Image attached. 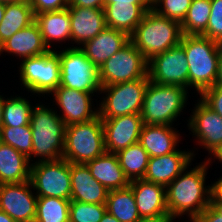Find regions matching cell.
Listing matches in <instances>:
<instances>
[{
  "label": "cell",
  "instance_id": "ee69618b",
  "mask_svg": "<svg viewBox=\"0 0 222 222\" xmlns=\"http://www.w3.org/2000/svg\"><path fill=\"white\" fill-rule=\"evenodd\" d=\"M170 216H160V217H150V218H141L138 222H174Z\"/></svg>",
  "mask_w": 222,
  "mask_h": 222
},
{
  "label": "cell",
  "instance_id": "7402d4cb",
  "mask_svg": "<svg viewBox=\"0 0 222 222\" xmlns=\"http://www.w3.org/2000/svg\"><path fill=\"white\" fill-rule=\"evenodd\" d=\"M70 200L88 204H106L108 190L93 178L85 164L70 163Z\"/></svg>",
  "mask_w": 222,
  "mask_h": 222
},
{
  "label": "cell",
  "instance_id": "7bdbcfd3",
  "mask_svg": "<svg viewBox=\"0 0 222 222\" xmlns=\"http://www.w3.org/2000/svg\"><path fill=\"white\" fill-rule=\"evenodd\" d=\"M210 157H207L205 160L208 162L210 166L214 162L221 163L222 164V143L217 147V149L209 155ZM213 160V161H212Z\"/></svg>",
  "mask_w": 222,
  "mask_h": 222
},
{
  "label": "cell",
  "instance_id": "30bf717a",
  "mask_svg": "<svg viewBox=\"0 0 222 222\" xmlns=\"http://www.w3.org/2000/svg\"><path fill=\"white\" fill-rule=\"evenodd\" d=\"M98 71L101 87L149 79L148 61L131 42L105 61Z\"/></svg>",
  "mask_w": 222,
  "mask_h": 222
},
{
  "label": "cell",
  "instance_id": "e0dca14e",
  "mask_svg": "<svg viewBox=\"0 0 222 222\" xmlns=\"http://www.w3.org/2000/svg\"><path fill=\"white\" fill-rule=\"evenodd\" d=\"M187 148L177 149L163 156L149 157L144 180L167 187L177 176H179L196 158V150Z\"/></svg>",
  "mask_w": 222,
  "mask_h": 222
},
{
  "label": "cell",
  "instance_id": "2e32d148",
  "mask_svg": "<svg viewBox=\"0 0 222 222\" xmlns=\"http://www.w3.org/2000/svg\"><path fill=\"white\" fill-rule=\"evenodd\" d=\"M102 124L106 152L114 154L138 143L144 125L141 114L102 119Z\"/></svg>",
  "mask_w": 222,
  "mask_h": 222
},
{
  "label": "cell",
  "instance_id": "ac0fdd59",
  "mask_svg": "<svg viewBox=\"0 0 222 222\" xmlns=\"http://www.w3.org/2000/svg\"><path fill=\"white\" fill-rule=\"evenodd\" d=\"M67 8L71 22V47L82 46L107 27L104 9L79 6H68Z\"/></svg>",
  "mask_w": 222,
  "mask_h": 222
},
{
  "label": "cell",
  "instance_id": "d6986e66",
  "mask_svg": "<svg viewBox=\"0 0 222 222\" xmlns=\"http://www.w3.org/2000/svg\"><path fill=\"white\" fill-rule=\"evenodd\" d=\"M135 203L141 218L169 216L166 187L144 179L130 181Z\"/></svg>",
  "mask_w": 222,
  "mask_h": 222
},
{
  "label": "cell",
  "instance_id": "c3c4849f",
  "mask_svg": "<svg viewBox=\"0 0 222 222\" xmlns=\"http://www.w3.org/2000/svg\"><path fill=\"white\" fill-rule=\"evenodd\" d=\"M0 222H17L14 219H12L7 213L0 210Z\"/></svg>",
  "mask_w": 222,
  "mask_h": 222
},
{
  "label": "cell",
  "instance_id": "8d00e7d4",
  "mask_svg": "<svg viewBox=\"0 0 222 222\" xmlns=\"http://www.w3.org/2000/svg\"><path fill=\"white\" fill-rule=\"evenodd\" d=\"M202 35L214 41L222 37V0H211L209 21Z\"/></svg>",
  "mask_w": 222,
  "mask_h": 222
},
{
  "label": "cell",
  "instance_id": "f1b7e54d",
  "mask_svg": "<svg viewBox=\"0 0 222 222\" xmlns=\"http://www.w3.org/2000/svg\"><path fill=\"white\" fill-rule=\"evenodd\" d=\"M105 205L106 211L120 222H138L141 219L130 186L110 190Z\"/></svg>",
  "mask_w": 222,
  "mask_h": 222
},
{
  "label": "cell",
  "instance_id": "52a82bcc",
  "mask_svg": "<svg viewBox=\"0 0 222 222\" xmlns=\"http://www.w3.org/2000/svg\"><path fill=\"white\" fill-rule=\"evenodd\" d=\"M106 152L102 119L96 118L66 126L63 158L85 164Z\"/></svg>",
  "mask_w": 222,
  "mask_h": 222
},
{
  "label": "cell",
  "instance_id": "b9f144b4",
  "mask_svg": "<svg viewBox=\"0 0 222 222\" xmlns=\"http://www.w3.org/2000/svg\"><path fill=\"white\" fill-rule=\"evenodd\" d=\"M69 6L104 9V0H69Z\"/></svg>",
  "mask_w": 222,
  "mask_h": 222
},
{
  "label": "cell",
  "instance_id": "f907efd6",
  "mask_svg": "<svg viewBox=\"0 0 222 222\" xmlns=\"http://www.w3.org/2000/svg\"><path fill=\"white\" fill-rule=\"evenodd\" d=\"M6 3L0 2V22L4 18Z\"/></svg>",
  "mask_w": 222,
  "mask_h": 222
},
{
  "label": "cell",
  "instance_id": "cb8c5ba5",
  "mask_svg": "<svg viewBox=\"0 0 222 222\" xmlns=\"http://www.w3.org/2000/svg\"><path fill=\"white\" fill-rule=\"evenodd\" d=\"M35 22L49 50H56L57 46L58 49L62 48L66 41H68L66 45L71 46V22L68 8L35 14ZM56 42L61 47L56 45Z\"/></svg>",
  "mask_w": 222,
  "mask_h": 222
},
{
  "label": "cell",
  "instance_id": "8fae6325",
  "mask_svg": "<svg viewBox=\"0 0 222 222\" xmlns=\"http://www.w3.org/2000/svg\"><path fill=\"white\" fill-rule=\"evenodd\" d=\"M30 182L38 197L70 200V163L64 158L34 162L30 166Z\"/></svg>",
  "mask_w": 222,
  "mask_h": 222
},
{
  "label": "cell",
  "instance_id": "1f68e13d",
  "mask_svg": "<svg viewBox=\"0 0 222 222\" xmlns=\"http://www.w3.org/2000/svg\"><path fill=\"white\" fill-rule=\"evenodd\" d=\"M211 0H192L191 6L183 19L181 30L187 35H202L209 21Z\"/></svg>",
  "mask_w": 222,
  "mask_h": 222
},
{
  "label": "cell",
  "instance_id": "f5cc1de1",
  "mask_svg": "<svg viewBox=\"0 0 222 222\" xmlns=\"http://www.w3.org/2000/svg\"><path fill=\"white\" fill-rule=\"evenodd\" d=\"M21 1H27V0H0V2H4V3H15V2H21Z\"/></svg>",
  "mask_w": 222,
  "mask_h": 222
},
{
  "label": "cell",
  "instance_id": "db71d44e",
  "mask_svg": "<svg viewBox=\"0 0 222 222\" xmlns=\"http://www.w3.org/2000/svg\"><path fill=\"white\" fill-rule=\"evenodd\" d=\"M2 122V94L0 95V125Z\"/></svg>",
  "mask_w": 222,
  "mask_h": 222
},
{
  "label": "cell",
  "instance_id": "ffe728a7",
  "mask_svg": "<svg viewBox=\"0 0 222 222\" xmlns=\"http://www.w3.org/2000/svg\"><path fill=\"white\" fill-rule=\"evenodd\" d=\"M48 51L50 50L44 43L39 26L35 21L0 45V56L7 53L13 58L15 56L19 61L45 54Z\"/></svg>",
  "mask_w": 222,
  "mask_h": 222
},
{
  "label": "cell",
  "instance_id": "bcb514c9",
  "mask_svg": "<svg viewBox=\"0 0 222 222\" xmlns=\"http://www.w3.org/2000/svg\"><path fill=\"white\" fill-rule=\"evenodd\" d=\"M111 3H147L145 0H104V5Z\"/></svg>",
  "mask_w": 222,
  "mask_h": 222
},
{
  "label": "cell",
  "instance_id": "5b68a950",
  "mask_svg": "<svg viewBox=\"0 0 222 222\" xmlns=\"http://www.w3.org/2000/svg\"><path fill=\"white\" fill-rule=\"evenodd\" d=\"M189 93L185 87L161 85L149 81L141 111L143 123L174 126L184 114L183 111H186L184 109L189 103L187 102Z\"/></svg>",
  "mask_w": 222,
  "mask_h": 222
},
{
  "label": "cell",
  "instance_id": "4fadbf2b",
  "mask_svg": "<svg viewBox=\"0 0 222 222\" xmlns=\"http://www.w3.org/2000/svg\"><path fill=\"white\" fill-rule=\"evenodd\" d=\"M149 80L161 85H176L189 90V69L184 48L179 44L148 61Z\"/></svg>",
  "mask_w": 222,
  "mask_h": 222
},
{
  "label": "cell",
  "instance_id": "d590c367",
  "mask_svg": "<svg viewBox=\"0 0 222 222\" xmlns=\"http://www.w3.org/2000/svg\"><path fill=\"white\" fill-rule=\"evenodd\" d=\"M192 0H156L151 8L159 15L182 22Z\"/></svg>",
  "mask_w": 222,
  "mask_h": 222
},
{
  "label": "cell",
  "instance_id": "11a10c76",
  "mask_svg": "<svg viewBox=\"0 0 222 222\" xmlns=\"http://www.w3.org/2000/svg\"><path fill=\"white\" fill-rule=\"evenodd\" d=\"M150 6H152L155 2V0H145Z\"/></svg>",
  "mask_w": 222,
  "mask_h": 222
},
{
  "label": "cell",
  "instance_id": "d4e9b609",
  "mask_svg": "<svg viewBox=\"0 0 222 222\" xmlns=\"http://www.w3.org/2000/svg\"><path fill=\"white\" fill-rule=\"evenodd\" d=\"M151 8L148 3H111L104 5L107 27L120 30L129 36Z\"/></svg>",
  "mask_w": 222,
  "mask_h": 222
},
{
  "label": "cell",
  "instance_id": "484cf974",
  "mask_svg": "<svg viewBox=\"0 0 222 222\" xmlns=\"http://www.w3.org/2000/svg\"><path fill=\"white\" fill-rule=\"evenodd\" d=\"M93 178L108 191L122 189L130 185L129 179L119 164L117 155L105 152L103 155L85 163Z\"/></svg>",
  "mask_w": 222,
  "mask_h": 222
},
{
  "label": "cell",
  "instance_id": "d6a6232c",
  "mask_svg": "<svg viewBox=\"0 0 222 222\" xmlns=\"http://www.w3.org/2000/svg\"><path fill=\"white\" fill-rule=\"evenodd\" d=\"M70 200L38 197L34 222H69Z\"/></svg>",
  "mask_w": 222,
  "mask_h": 222
},
{
  "label": "cell",
  "instance_id": "44dd1931",
  "mask_svg": "<svg viewBox=\"0 0 222 222\" xmlns=\"http://www.w3.org/2000/svg\"><path fill=\"white\" fill-rule=\"evenodd\" d=\"M130 42V36L120 30L104 28L96 37L85 42L79 48L99 69L102 64Z\"/></svg>",
  "mask_w": 222,
  "mask_h": 222
},
{
  "label": "cell",
  "instance_id": "816d5d0a",
  "mask_svg": "<svg viewBox=\"0 0 222 222\" xmlns=\"http://www.w3.org/2000/svg\"><path fill=\"white\" fill-rule=\"evenodd\" d=\"M217 47L220 53L222 54V37L219 40H217Z\"/></svg>",
  "mask_w": 222,
  "mask_h": 222
},
{
  "label": "cell",
  "instance_id": "4316f807",
  "mask_svg": "<svg viewBox=\"0 0 222 222\" xmlns=\"http://www.w3.org/2000/svg\"><path fill=\"white\" fill-rule=\"evenodd\" d=\"M30 166L24 154L0 141V185L29 181Z\"/></svg>",
  "mask_w": 222,
  "mask_h": 222
},
{
  "label": "cell",
  "instance_id": "f6af8a7d",
  "mask_svg": "<svg viewBox=\"0 0 222 222\" xmlns=\"http://www.w3.org/2000/svg\"><path fill=\"white\" fill-rule=\"evenodd\" d=\"M215 85L222 87V54H220L217 77L215 80Z\"/></svg>",
  "mask_w": 222,
  "mask_h": 222
},
{
  "label": "cell",
  "instance_id": "836d02e7",
  "mask_svg": "<svg viewBox=\"0 0 222 222\" xmlns=\"http://www.w3.org/2000/svg\"><path fill=\"white\" fill-rule=\"evenodd\" d=\"M0 141L12 146L27 158L32 155L31 125L21 127L0 126Z\"/></svg>",
  "mask_w": 222,
  "mask_h": 222
},
{
  "label": "cell",
  "instance_id": "6da1fadb",
  "mask_svg": "<svg viewBox=\"0 0 222 222\" xmlns=\"http://www.w3.org/2000/svg\"><path fill=\"white\" fill-rule=\"evenodd\" d=\"M192 163L166 187V205L169 216L181 222H194L210 205L211 185L206 186L210 165L206 160ZM186 215V218L184 217ZM184 219H186L184 221ZM188 219V220H187Z\"/></svg>",
  "mask_w": 222,
  "mask_h": 222
},
{
  "label": "cell",
  "instance_id": "7a4b0ae2",
  "mask_svg": "<svg viewBox=\"0 0 222 222\" xmlns=\"http://www.w3.org/2000/svg\"><path fill=\"white\" fill-rule=\"evenodd\" d=\"M44 103L48 105L39 101L31 111L30 125L33 142L32 155L28 158L31 164L63 158L66 124L55 108H50V103Z\"/></svg>",
  "mask_w": 222,
  "mask_h": 222
},
{
  "label": "cell",
  "instance_id": "7dc6e473",
  "mask_svg": "<svg viewBox=\"0 0 222 222\" xmlns=\"http://www.w3.org/2000/svg\"><path fill=\"white\" fill-rule=\"evenodd\" d=\"M99 222H120L116 217L108 213L107 211L103 215L102 219Z\"/></svg>",
  "mask_w": 222,
  "mask_h": 222
},
{
  "label": "cell",
  "instance_id": "4dcf8cb0",
  "mask_svg": "<svg viewBox=\"0 0 222 222\" xmlns=\"http://www.w3.org/2000/svg\"><path fill=\"white\" fill-rule=\"evenodd\" d=\"M116 155L129 181L144 178L149 155L139 142L117 152Z\"/></svg>",
  "mask_w": 222,
  "mask_h": 222
},
{
  "label": "cell",
  "instance_id": "7c38bea8",
  "mask_svg": "<svg viewBox=\"0 0 222 222\" xmlns=\"http://www.w3.org/2000/svg\"><path fill=\"white\" fill-rule=\"evenodd\" d=\"M50 95L53 97V100L50 97L51 103H53L51 106H57L53 107L56 112L60 109L57 114L66 126L87 122L98 116V105L93 102L97 99L93 97L99 98L100 96L95 95V93L58 86ZM95 105L96 107H94Z\"/></svg>",
  "mask_w": 222,
  "mask_h": 222
},
{
  "label": "cell",
  "instance_id": "ba28073f",
  "mask_svg": "<svg viewBox=\"0 0 222 222\" xmlns=\"http://www.w3.org/2000/svg\"><path fill=\"white\" fill-rule=\"evenodd\" d=\"M149 81V79H138L102 86L99 93L102 96L97 104L99 105L98 116L101 119H110L141 114L144 94Z\"/></svg>",
  "mask_w": 222,
  "mask_h": 222
},
{
  "label": "cell",
  "instance_id": "60d3db41",
  "mask_svg": "<svg viewBox=\"0 0 222 222\" xmlns=\"http://www.w3.org/2000/svg\"><path fill=\"white\" fill-rule=\"evenodd\" d=\"M211 202L222 203V175L211 182Z\"/></svg>",
  "mask_w": 222,
  "mask_h": 222
},
{
  "label": "cell",
  "instance_id": "5bb4252c",
  "mask_svg": "<svg viewBox=\"0 0 222 222\" xmlns=\"http://www.w3.org/2000/svg\"><path fill=\"white\" fill-rule=\"evenodd\" d=\"M194 109L188 119L187 127L194 137L196 146L207 151L208 156L222 143V117L208 107L200 98L196 100Z\"/></svg>",
  "mask_w": 222,
  "mask_h": 222
},
{
  "label": "cell",
  "instance_id": "e575fe53",
  "mask_svg": "<svg viewBox=\"0 0 222 222\" xmlns=\"http://www.w3.org/2000/svg\"><path fill=\"white\" fill-rule=\"evenodd\" d=\"M105 212L106 205L70 200L69 222H99Z\"/></svg>",
  "mask_w": 222,
  "mask_h": 222
},
{
  "label": "cell",
  "instance_id": "f546056e",
  "mask_svg": "<svg viewBox=\"0 0 222 222\" xmlns=\"http://www.w3.org/2000/svg\"><path fill=\"white\" fill-rule=\"evenodd\" d=\"M2 94V122L0 126L21 127L30 125L31 111L35 104L25 96ZM5 96V97H4ZM7 97V98H6Z\"/></svg>",
  "mask_w": 222,
  "mask_h": 222
},
{
  "label": "cell",
  "instance_id": "f35d334b",
  "mask_svg": "<svg viewBox=\"0 0 222 222\" xmlns=\"http://www.w3.org/2000/svg\"><path fill=\"white\" fill-rule=\"evenodd\" d=\"M33 13L39 14L48 11H57L69 6V0H28Z\"/></svg>",
  "mask_w": 222,
  "mask_h": 222
},
{
  "label": "cell",
  "instance_id": "8992f818",
  "mask_svg": "<svg viewBox=\"0 0 222 222\" xmlns=\"http://www.w3.org/2000/svg\"><path fill=\"white\" fill-rule=\"evenodd\" d=\"M19 64L17 74L19 73L21 88L23 91H28L27 94L30 93L35 100L37 97L40 100L43 96L47 100V97L60 85V61L55 50L22 59Z\"/></svg>",
  "mask_w": 222,
  "mask_h": 222
},
{
  "label": "cell",
  "instance_id": "ab89813d",
  "mask_svg": "<svg viewBox=\"0 0 222 222\" xmlns=\"http://www.w3.org/2000/svg\"><path fill=\"white\" fill-rule=\"evenodd\" d=\"M194 222H222V215L209 205Z\"/></svg>",
  "mask_w": 222,
  "mask_h": 222
},
{
  "label": "cell",
  "instance_id": "74e56055",
  "mask_svg": "<svg viewBox=\"0 0 222 222\" xmlns=\"http://www.w3.org/2000/svg\"><path fill=\"white\" fill-rule=\"evenodd\" d=\"M200 99L218 115L222 117V87L214 85L204 90Z\"/></svg>",
  "mask_w": 222,
  "mask_h": 222
},
{
  "label": "cell",
  "instance_id": "681fc988",
  "mask_svg": "<svg viewBox=\"0 0 222 222\" xmlns=\"http://www.w3.org/2000/svg\"><path fill=\"white\" fill-rule=\"evenodd\" d=\"M210 205L222 215V203H210Z\"/></svg>",
  "mask_w": 222,
  "mask_h": 222
},
{
  "label": "cell",
  "instance_id": "603a6c76",
  "mask_svg": "<svg viewBox=\"0 0 222 222\" xmlns=\"http://www.w3.org/2000/svg\"><path fill=\"white\" fill-rule=\"evenodd\" d=\"M178 128L171 125L144 124L139 143L149 157L163 156L175 152L182 141Z\"/></svg>",
  "mask_w": 222,
  "mask_h": 222
},
{
  "label": "cell",
  "instance_id": "277c9868",
  "mask_svg": "<svg viewBox=\"0 0 222 222\" xmlns=\"http://www.w3.org/2000/svg\"><path fill=\"white\" fill-rule=\"evenodd\" d=\"M180 22L159 15L150 8L130 35V42L149 61L154 56L180 44Z\"/></svg>",
  "mask_w": 222,
  "mask_h": 222
},
{
  "label": "cell",
  "instance_id": "83f0119b",
  "mask_svg": "<svg viewBox=\"0 0 222 222\" xmlns=\"http://www.w3.org/2000/svg\"><path fill=\"white\" fill-rule=\"evenodd\" d=\"M34 21L35 15L28 0L6 3L4 18L0 22V45Z\"/></svg>",
  "mask_w": 222,
  "mask_h": 222
},
{
  "label": "cell",
  "instance_id": "3957f363",
  "mask_svg": "<svg viewBox=\"0 0 222 222\" xmlns=\"http://www.w3.org/2000/svg\"><path fill=\"white\" fill-rule=\"evenodd\" d=\"M180 45L184 48L189 69V90L197 93L215 85L220 51L217 41L203 35L183 34Z\"/></svg>",
  "mask_w": 222,
  "mask_h": 222
},
{
  "label": "cell",
  "instance_id": "9c48e42d",
  "mask_svg": "<svg viewBox=\"0 0 222 222\" xmlns=\"http://www.w3.org/2000/svg\"><path fill=\"white\" fill-rule=\"evenodd\" d=\"M56 50L61 69L59 86L99 95V71L85 53L79 47L70 46Z\"/></svg>",
  "mask_w": 222,
  "mask_h": 222
},
{
  "label": "cell",
  "instance_id": "9a60e30c",
  "mask_svg": "<svg viewBox=\"0 0 222 222\" xmlns=\"http://www.w3.org/2000/svg\"><path fill=\"white\" fill-rule=\"evenodd\" d=\"M37 198L30 180L0 185V210L17 222H34Z\"/></svg>",
  "mask_w": 222,
  "mask_h": 222
}]
</instances>
